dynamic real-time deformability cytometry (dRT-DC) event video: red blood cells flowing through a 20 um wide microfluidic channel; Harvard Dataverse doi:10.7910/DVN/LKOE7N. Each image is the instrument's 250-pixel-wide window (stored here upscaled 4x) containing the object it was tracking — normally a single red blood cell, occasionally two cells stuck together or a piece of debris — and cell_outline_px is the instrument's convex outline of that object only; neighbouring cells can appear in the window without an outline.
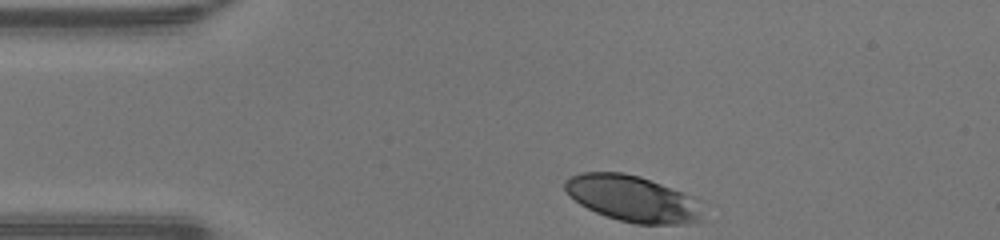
{"species": "human", "species_latin": "Homo sapiens", "temperature_condition": "warm", "stored_images_in_passage": 31, "camera_frame_rate_fps": 3000, "um_per_image_px": 0.085, "donor": {"sex": "male"}, "frame": {"image": 1, "passage_image": 1, "time_ms": 0.0, "image_size_px": [1000, 240], "cell_outline_px": [[700, 220], [684, 224], [636, 224], [620, 220], [596, 212], [580, 204], [564, 188], [564, 180], [568, 176], [580, 172], [620, 172], [640, 176], [692, 196], [700, 216]], "centroid_in_image_um": [53.69, 16.86], "position_along_channel_um": 31.3, "area_um2": 36.3}}
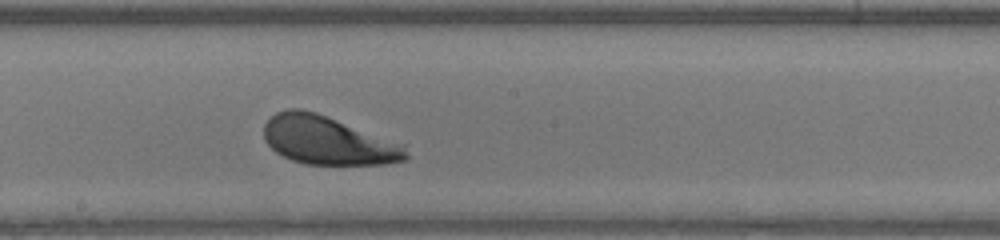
{"frame": {"image": 2, "passage_image": 18, "time_ms": 5.667, "image_size_px": [1000, 240], "cell_outline_px": [[408, 160], [384, 164], [304, 164], [292, 160], [276, 152], [264, 140], [264, 124], [276, 112], [288, 108], [300, 108], [316, 112], [404, 144], [408, 156]], "centroid_in_image_um": [27.86, 11.93], "position_along_channel_um": 220.3, "area_um2": 40.06}}
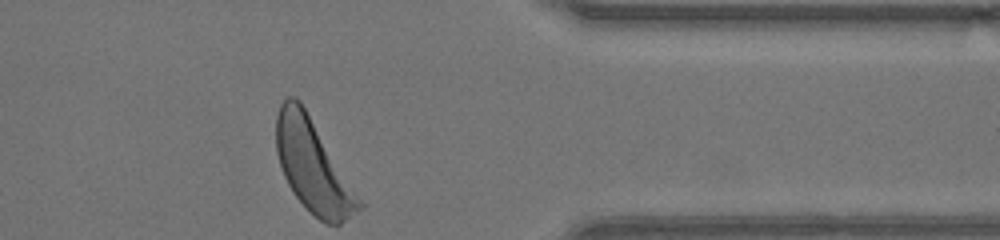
{"frame": {"image": 3, "passage_image": 31, "time_ms": 10.0, "image_size_px": [1000, 240], "cell_outline_px": [[364, 208], [340, 224], [328, 224], [320, 220], [292, 192], [284, 176], [276, 152], [276, 116], [280, 104], [288, 96], [296, 96], [300, 100], [364, 204]], "centroid_in_image_um": [26.6, 14.11], "position_along_channel_um": 384.8, "area_um2": 43.87}, "authors_computed_cell_mechanics": {"area_um2": 40.6912, "velocity_mm_per_s": 4.2134, "shape_relaxation_time_tau1_ms": 0.9275, "shape_relaxation_time_tau2_ms": null, "deformation_change_tau1": 0.0883, "deformation_change_tau2": null}}